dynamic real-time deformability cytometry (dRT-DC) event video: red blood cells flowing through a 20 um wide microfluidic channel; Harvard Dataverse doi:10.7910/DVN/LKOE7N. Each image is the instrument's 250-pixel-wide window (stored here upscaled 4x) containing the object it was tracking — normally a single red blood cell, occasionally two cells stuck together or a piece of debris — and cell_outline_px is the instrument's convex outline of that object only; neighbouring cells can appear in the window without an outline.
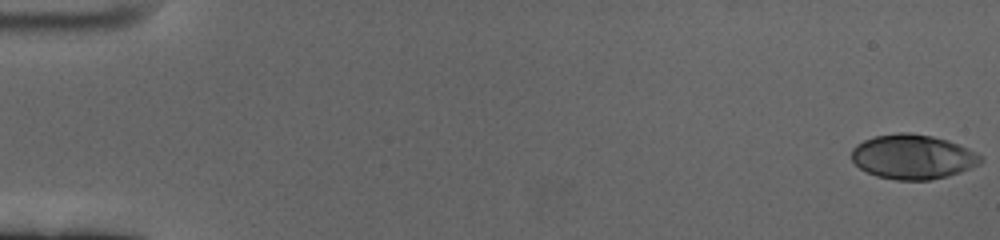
{"species": "human", "species_latin": "Homo sapiens", "temperature_condition": "cold", "stored_images_in_passage": 61, "camera_frame_rate_fps": 3000, "um_per_image_px": 0.085, "donor": {"sex": "female"}, "frame": {"image": 1, "passage_image": 1, "time_ms": 0.0, "image_size_px": [1000, 240], "cell_outline_px": [[984, 160], [980, 164], [960, 172], [948, 176], [928, 180], [896, 180], [876, 176], [860, 168], [852, 160], [852, 148], [856, 144], [872, 136], [896, 132], [908, 132], [932, 136], [948, 140], [968, 148], [976, 152]], "centroid_in_image_um": [77.58, 13.32], "position_along_channel_um": 7.4, "area_um2": 33.7}}
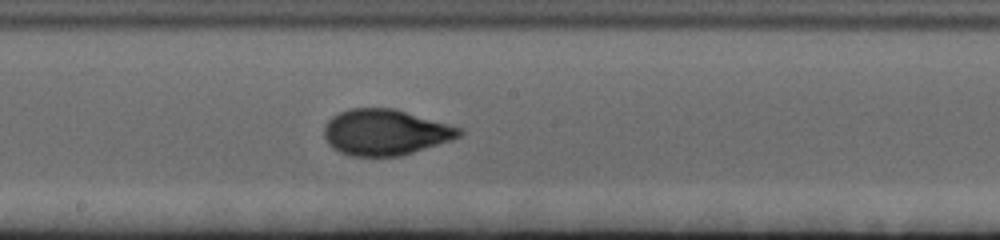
{"frame": {"image": 2, "passage_image": 34, "time_ms": 11.0, "image_size_px": [1000, 240], "cell_outline_px": [[464, 132], [460, 136], [452, 140], [400, 156], [352, 156], [340, 152], [332, 148], [328, 144], [324, 136], [324, 128], [328, 120], [332, 116], [340, 112], [352, 108], [396, 108], [464, 128]], "centroid_in_image_um": [32.78, 11.23], "position_along_channel_um": 215.4, "area_um2": 36.41}}
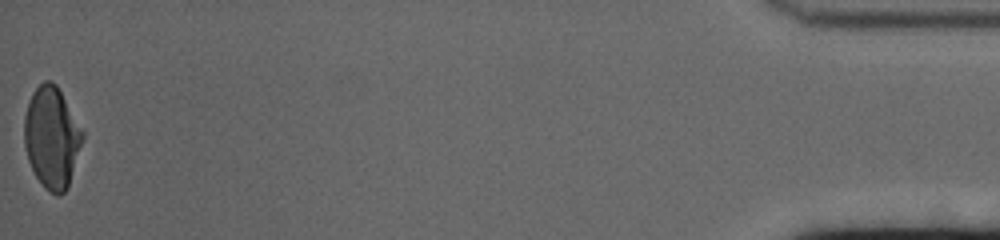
{"frame": {"image": 3, "passage_image": 61, "time_ms": 20.0, "image_size_px": [1000, 240], "cell_outline_px": [[84, 136], [68, 188], [60, 196], [56, 196], [44, 188], [36, 176], [28, 160], [24, 144], [24, 116], [28, 100], [32, 92], [44, 80], [52, 80], [56, 84], [84, 132]], "centroid_in_image_um": [4.39, 11.69], "position_along_channel_um": 430.8, "area_um2": 34.56}, "authors_computed_cell_mechanics": {"area_um2": 34.9112, "velocity_mm_per_s": 3.3861, "shape_relaxation_time_tau1_ms": 4.0261, "shape_relaxation_time_tau2_ms": 0.8805, "deformation_change_tau1": 0.178, "deformation_change_tau2": 0.046}}